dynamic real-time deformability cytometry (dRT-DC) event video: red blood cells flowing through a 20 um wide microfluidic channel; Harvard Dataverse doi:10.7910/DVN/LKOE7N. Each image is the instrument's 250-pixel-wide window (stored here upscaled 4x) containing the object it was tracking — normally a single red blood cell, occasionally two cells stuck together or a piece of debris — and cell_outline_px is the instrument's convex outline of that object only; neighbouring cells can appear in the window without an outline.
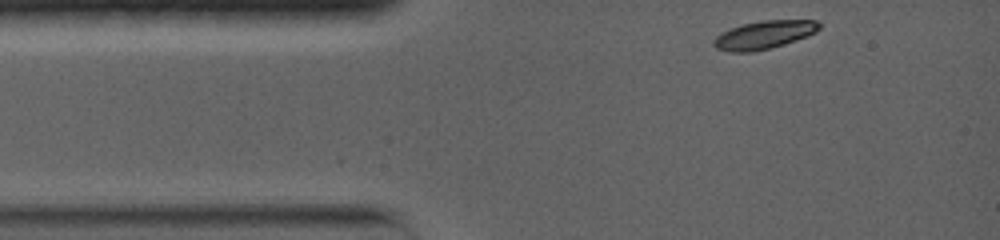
{"species": "common noctule bat (a hibernating species)", "species_latin": "Nyctalus noctula", "temperature_condition": "warm", "stored_images_in_passage": 61, "camera_frame_rate_fps": 5000, "um_per_image_px": 0.085, "animal": {"sex": "female", "body_mass_g": 19.0, "forearm_length_mm": 56.7}, "frame": {"image": 1, "passage_image": 1, "time_ms": 0.0, "image_size_px": [1000, 240], "cell_outline_px": [[820, 28], [816, 32], [808, 36], [784, 44], [752, 52], [728, 52], [716, 48], [712, 44], [712, 40], [720, 32], [740, 24], [764, 20], [816, 20], [820, 24]], "centroid_in_image_um": [64.9, 2.96], "position_along_channel_um": 20.1, "area_um2": 17.46}}
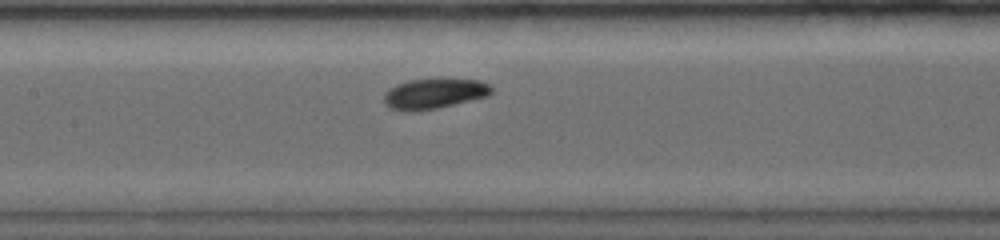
{"frame": {"image": 2, "passage_image": 26, "time_ms": 5.0, "image_size_px": [1000, 240], "cell_outline_px": [[492, 92], [488, 96], [436, 108], [412, 112], [404, 112], [388, 108], [384, 104], [384, 92], [388, 88], [396, 84], [408, 80], [440, 76], [444, 76], [480, 80], [488, 84], [492, 88]], "centroid_in_image_um": [36.87, 7.91], "position_along_channel_um": 170.5, "area_um2": 19.94}}
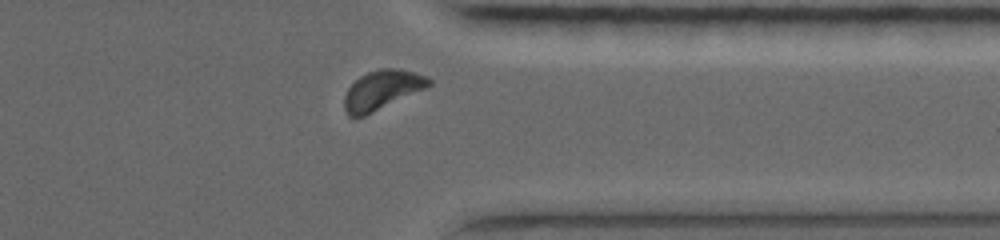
{"frame": {"image": 3, "passage_image": 54, "time_ms": 10.6, "image_size_px": [1000, 240], "cell_outline_px": [[432, 84], [428, 88], [364, 116], [348, 116], [344, 108], [344, 96], [348, 88], [360, 76], [368, 72], [380, 68], [400, 68], [428, 76], [432, 80]], "centroid_in_image_um": [32.52, 7.63], "position_along_channel_um": 378.9, "area_um2": 19.54}, "authors_computed_cell_mechanics": {"area_um2": 18.785, "velocity_mm_per_s": 3.7517, "shape_relaxation_time_tau1_ms": 1.1211, "shape_relaxation_time_tau2_ms": 3.0707, "deformation_change_tau1": 0.0993, "deformation_change_tau2": 0.0641}}